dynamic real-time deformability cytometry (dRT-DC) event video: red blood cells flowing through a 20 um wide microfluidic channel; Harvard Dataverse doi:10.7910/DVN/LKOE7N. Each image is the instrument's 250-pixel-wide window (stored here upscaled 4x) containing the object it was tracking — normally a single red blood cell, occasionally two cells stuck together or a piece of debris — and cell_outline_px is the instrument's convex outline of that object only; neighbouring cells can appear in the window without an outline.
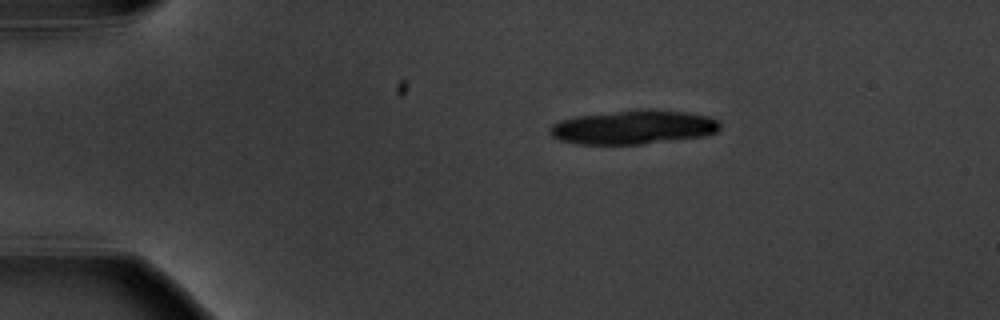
{"species": "common noctule bat (a hibernating species)", "species_latin": "Nyctalus noctula", "temperature_condition": "warm", "stored_images_in_passage": 2, "camera_frame_rate_fps": 3000, "um_per_image_px": 0.085, "animal": {"sex": "male", "body_mass_g": 20.1, "forearm_length_mm": 53.5}, "frame": {"image": 1, "passage_image": 1, "time_ms": 0.0, "image_size_px": [1000, 320], "cell_outline_px": [[720, 128], [716, 132], [704, 136], [640, 144], [580, 144], [560, 140], [552, 136], [548, 132], [548, 128], [552, 124], [560, 120], [576, 116], [616, 112], [688, 112], [708, 116], [720, 120]], "centroid_in_image_um": [53.81, 10.85], "position_along_channel_um": 31.2, "area_um2": 32.66}}